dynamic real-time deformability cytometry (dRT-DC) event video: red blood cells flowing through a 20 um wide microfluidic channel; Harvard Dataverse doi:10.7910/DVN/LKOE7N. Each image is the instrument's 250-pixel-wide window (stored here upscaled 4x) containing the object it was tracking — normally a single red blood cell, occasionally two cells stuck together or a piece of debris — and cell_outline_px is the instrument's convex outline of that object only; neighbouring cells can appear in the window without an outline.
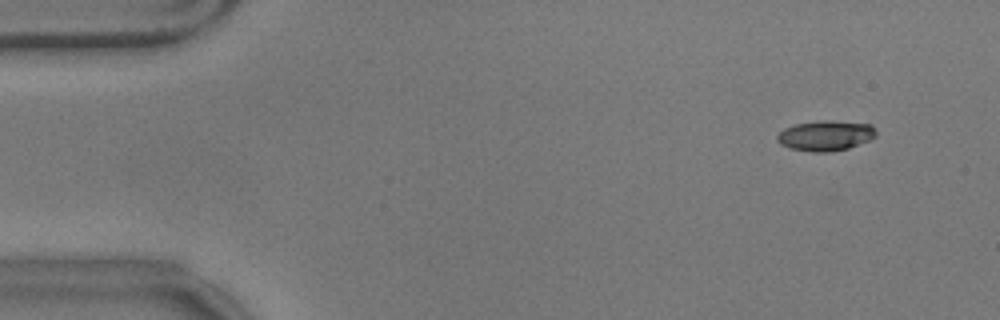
{"species": "common noctule bat (a hibernating species)", "species_latin": "Nyctalus noctula", "temperature_condition": "warm", "stored_images_in_passage": 51, "camera_frame_rate_fps": 3000, "um_per_image_px": 0.085, "animal": {"sex": "male", "body_mass_g": 17.9}, "frame": {"image": 1, "passage_image": 2, "time_ms": 0.333, "image_size_px": [1000, 320], "cell_outline_px": [[876, 136], [872, 140], [848, 148], [828, 152], [812, 152], [792, 148], [780, 144], [776, 140], [776, 136], [784, 128], [796, 124], [820, 120], [832, 120], [872, 124], [876, 128]], "centroid_in_image_um": [70.21, 11.52], "position_along_channel_um": 14.8, "area_um2": 17.63}}
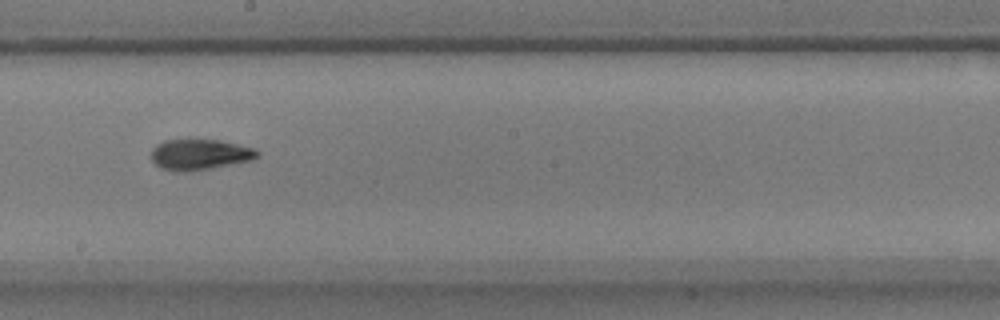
{"frame": {"image": 2, "passage_image": 29, "time_ms": 9.333, "image_size_px": [1000, 320], "cell_outline_px": [[260, 152], [252, 160], [212, 168], [188, 172], [172, 172], [160, 168], [152, 160], [152, 148], [156, 144], [164, 140], [220, 140], [256, 148]], "centroid_in_image_um": [16.96, 13.14], "position_along_channel_um": 231.2, "area_um2": 19.13}}
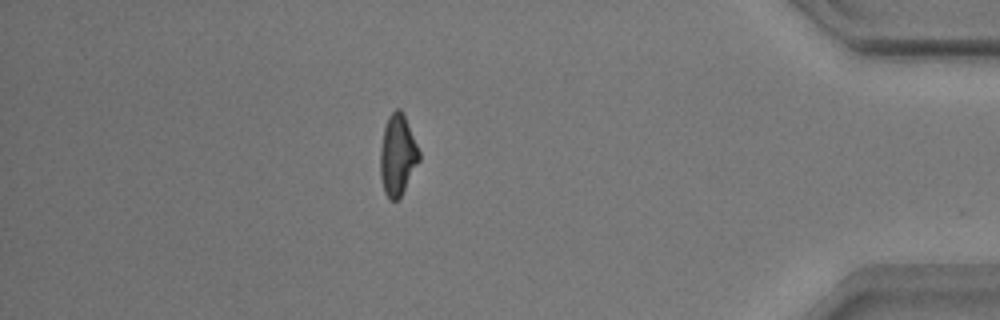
{"frame": {"image": 3, "passage_image": 47, "time_ms": 15.333, "image_size_px": [1000, 320], "cell_outline_px": [[420, 160], [400, 196], [396, 200], [388, 200], [384, 192], [380, 176], [380, 148], [384, 128], [388, 116], [396, 108], [400, 108], [404, 116], [420, 152]], "centroid_in_image_um": [33.77, 13.19], "position_along_channel_um": 401.4, "area_um2": 18.15}, "authors_computed_cell_mechanics": {"area_um2": 18.1492, "velocity_mm_per_s": 3.5413, "shape_relaxation_time_tau1_ms": 4.8132, "shape_relaxation_time_tau2_ms": 5.0757, "deformation_change_tau1": 0.182, "deformation_change_tau2": 0.111}}